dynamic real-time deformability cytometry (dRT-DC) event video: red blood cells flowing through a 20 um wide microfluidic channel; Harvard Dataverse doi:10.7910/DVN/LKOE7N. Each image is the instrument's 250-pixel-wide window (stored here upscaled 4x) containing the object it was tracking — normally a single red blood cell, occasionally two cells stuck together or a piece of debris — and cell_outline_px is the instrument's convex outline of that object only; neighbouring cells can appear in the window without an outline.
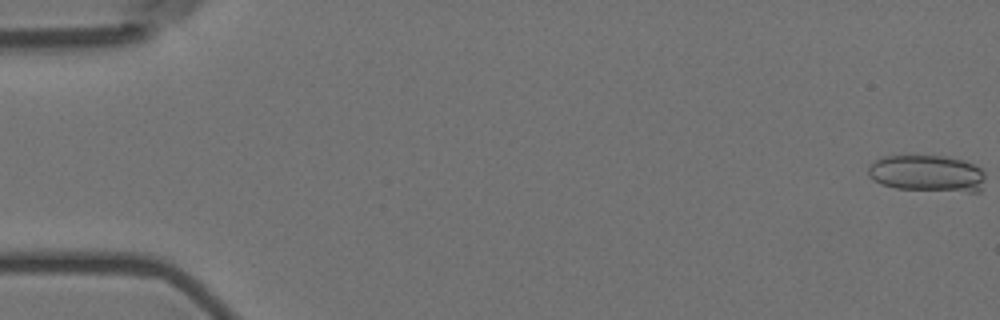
{"species": "Egyptian fruit bat (a non-hibernating species)", "species_latin": "Rousettus aegyptiacus", "temperature_condition": "room temperature", "stored_images_in_passage": 11, "camera_frame_rate_fps": 3000, "um_per_image_px": 0.085, "animal": {"sex": "female"}, "frame": {"image": 1, "passage_image": 1, "time_ms": 0.0, "image_size_px": [1000, 320], "cell_outline_px": [[984, 180], [980, 192], [968, 192], [896, 188], [880, 184], [868, 176], [868, 164], [884, 156], [944, 156], [964, 160], [980, 168], [984, 172]], "centroid_in_image_um": [78.8, 14.74], "position_along_channel_um": 6.2, "area_um2": 25.14}}